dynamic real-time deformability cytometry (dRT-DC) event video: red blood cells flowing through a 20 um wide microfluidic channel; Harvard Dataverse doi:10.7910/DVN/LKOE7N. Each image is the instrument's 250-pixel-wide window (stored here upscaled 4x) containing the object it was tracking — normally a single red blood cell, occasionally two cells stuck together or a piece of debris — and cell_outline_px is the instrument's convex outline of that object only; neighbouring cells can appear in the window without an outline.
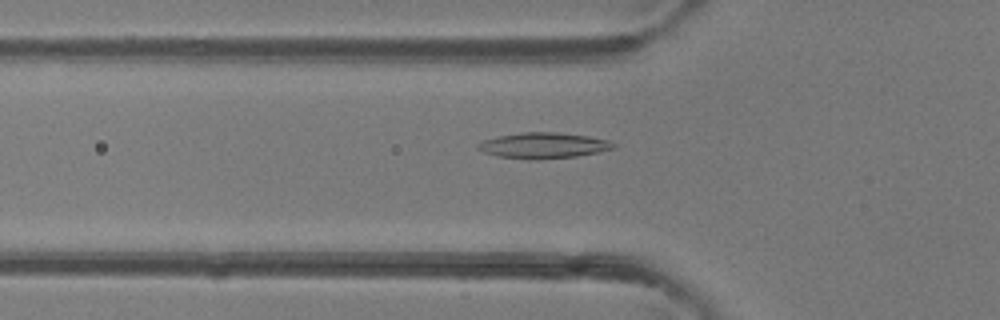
{"species": "common noctule bat (a hibernating species)", "species_latin": "Nyctalus noctula", "temperature_condition": "room temperature", "stored_images_in_passage": 40, "camera_frame_rate_fps": 3000, "um_per_image_px": 0.085, "animal": {"sex": "female"}, "frame": {"image": 1, "passage_image": 9, "time_ms": 2.667, "image_size_px": [1000, 320], "cell_outline_px": [[616, 148], [576, 156], [540, 160], [528, 160], [496, 156], [484, 152], [476, 148], [476, 144], [480, 140], [496, 136], [520, 132], [556, 132], [588, 136], [608, 140], [616, 144]], "centroid_in_image_um": [46.12, 12.37], "position_along_channel_um": 79.7, "area_um2": 20.69}}
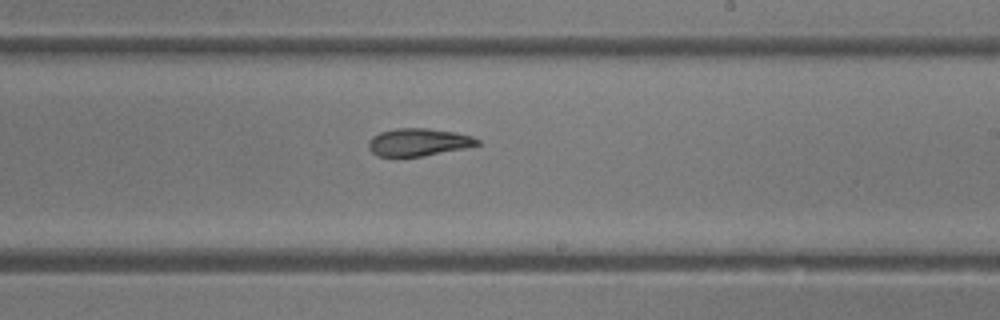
{"frame": {"image": 2, "passage_image": 21, "time_ms": 6.667, "image_size_px": [1000, 320], "cell_outline_px": [[480, 144], [464, 148], [424, 156], [376, 156], [368, 148], [368, 140], [372, 136], [380, 132], [396, 128], [428, 128], [456, 132], [472, 136], [480, 140]], "centroid_in_image_um": [35.55, 12.08], "position_along_channel_um": 253.4, "area_um2": 17.57}}
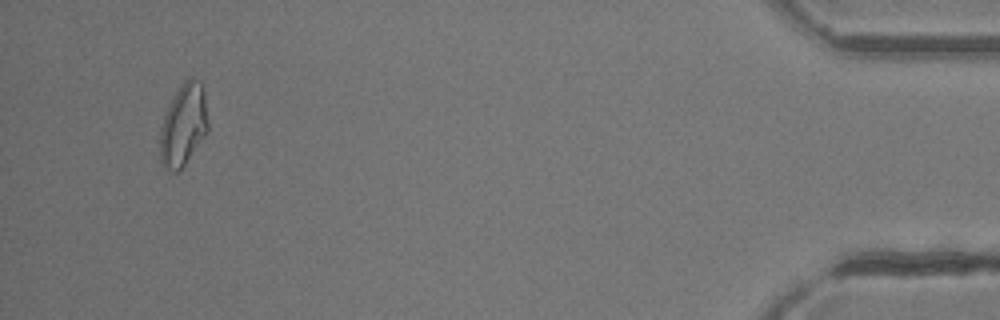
{"frame": {"image": 3, "passage_image": 38, "time_ms": 12.333, "image_size_px": [1000, 320], "cell_outline_px": [[208, 132], [184, 164], [176, 172], [172, 172], [164, 164], [160, 156], [160, 128], [168, 104], [184, 80], [192, 76], [204, 88], [208, 120]], "centroid_in_image_um": [15.6, 10.58], "position_along_channel_um": 419.6, "area_um2": 22.72}, "authors_computed_cell_mechanics": {"area_um2": 18.9873, "velocity_mm_per_s": 4.3327, "shape_relaxation_time_tau1_ms": null, "shape_relaxation_time_tau2_ms": 7.407, "deformation_change_tau1": null, "deformation_change_tau2": 0.1577}}